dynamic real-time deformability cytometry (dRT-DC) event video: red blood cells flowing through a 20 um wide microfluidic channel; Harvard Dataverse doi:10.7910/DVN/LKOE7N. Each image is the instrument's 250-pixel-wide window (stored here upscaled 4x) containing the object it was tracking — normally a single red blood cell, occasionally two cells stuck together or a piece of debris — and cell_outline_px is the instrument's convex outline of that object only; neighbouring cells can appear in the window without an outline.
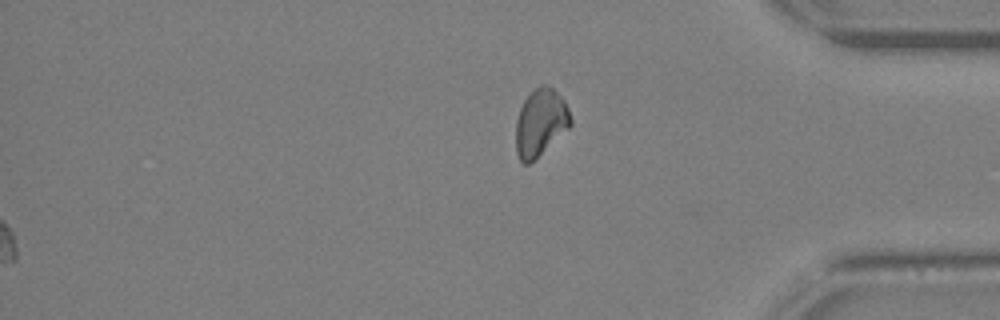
{"species": "Egyptian fruit bat (a non-hibernating species)", "species_latin": "Rousettus aegyptiacus", "temperature_condition": "warm", "stored_images_in_passage": 25, "segment_of_instrument_passage": [2, 2], "camera_frame_rate_fps": 3000, "um_per_image_px": 0.085, "animal": {"sex": "female"}, "frame": {"image": 1, "passage_image": 25, "time_ms": 8.0, "image_size_px": [1000, 320], "cell_outline_px": [[572, 124], [568, 128], [528, 164], [524, 164], [520, 160], [516, 152], [516, 120], [520, 108], [524, 100], [540, 84], [548, 84], [564, 100], [568, 108], [572, 120]], "centroid_in_image_um": [45.93, 10.39], "position_along_channel_um": 389.3, "area_um2": 21.04}}